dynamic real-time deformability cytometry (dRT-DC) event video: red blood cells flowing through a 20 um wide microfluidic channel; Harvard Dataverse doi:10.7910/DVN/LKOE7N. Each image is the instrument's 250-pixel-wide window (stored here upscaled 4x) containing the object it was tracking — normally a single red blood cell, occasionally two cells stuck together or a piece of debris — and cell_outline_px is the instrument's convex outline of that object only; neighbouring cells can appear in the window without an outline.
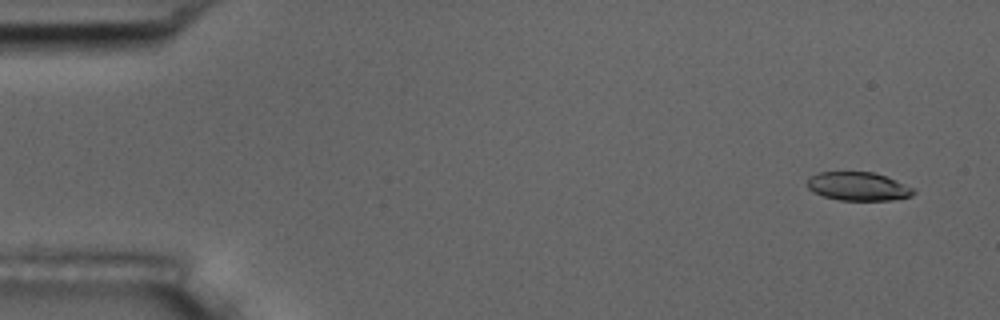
{"species": "common noctule bat (a hibernating species)", "species_latin": "Nyctalus noctula", "temperature_condition": "room temperature", "stored_images_in_passage": 5, "camera_frame_rate_fps": 3000, "um_per_image_px": 0.085, "animal": {"sex": "male", "body_mass_g": 17.5, "forearm_length_mm": 52.3}, "frame": {"image": 1, "passage_image": 1, "time_ms": 0.0, "image_size_px": [1000, 320], "cell_outline_px": [[916, 192], [912, 196], [892, 200], [840, 200], [824, 196], [812, 192], [808, 188], [808, 176], [820, 172], [872, 172], [896, 180], [912, 188]], "centroid_in_image_um": [72.92, 15.84], "position_along_channel_um": 12.1, "area_um2": 17.57}}